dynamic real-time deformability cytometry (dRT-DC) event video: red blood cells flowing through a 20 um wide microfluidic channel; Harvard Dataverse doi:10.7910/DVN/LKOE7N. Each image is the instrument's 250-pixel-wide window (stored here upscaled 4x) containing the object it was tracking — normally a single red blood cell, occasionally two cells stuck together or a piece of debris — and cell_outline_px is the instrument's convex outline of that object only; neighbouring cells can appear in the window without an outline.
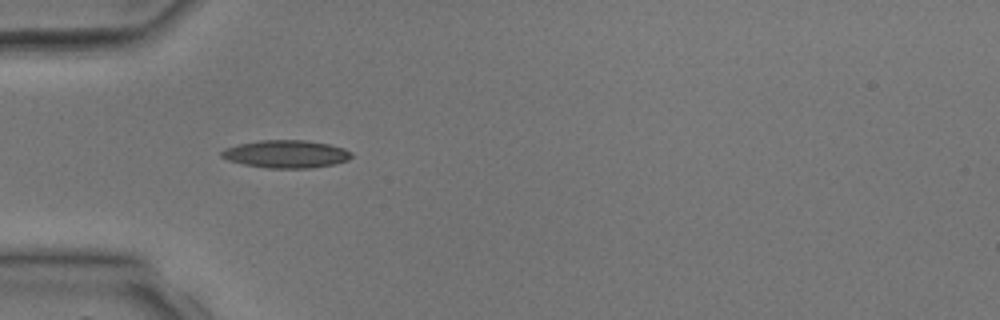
{"species": "common noctule bat (a hibernating species)", "species_latin": "Nyctalus noctula", "temperature_condition": "room temperature", "stored_images_in_passage": 2, "camera_frame_rate_fps": 3000, "um_per_image_px": 0.085, "animal": {"sex": "male", "body_mass_g": 17.9, "forearm_length_mm": 54.2}, "frame": {"image": 1, "passage_image": 1, "time_ms": 0.0, "image_size_px": [1000, 320], "cell_outline_px": [[352, 156], [348, 160], [332, 164], [312, 168], [268, 168], [244, 164], [228, 160], [220, 156], [220, 152], [224, 148], [236, 144], [260, 140], [308, 140], [328, 144], [344, 148], [352, 152]], "centroid_in_image_um": [24.29, 13.08], "position_along_channel_um": 60.7, "area_um2": 21.1}}